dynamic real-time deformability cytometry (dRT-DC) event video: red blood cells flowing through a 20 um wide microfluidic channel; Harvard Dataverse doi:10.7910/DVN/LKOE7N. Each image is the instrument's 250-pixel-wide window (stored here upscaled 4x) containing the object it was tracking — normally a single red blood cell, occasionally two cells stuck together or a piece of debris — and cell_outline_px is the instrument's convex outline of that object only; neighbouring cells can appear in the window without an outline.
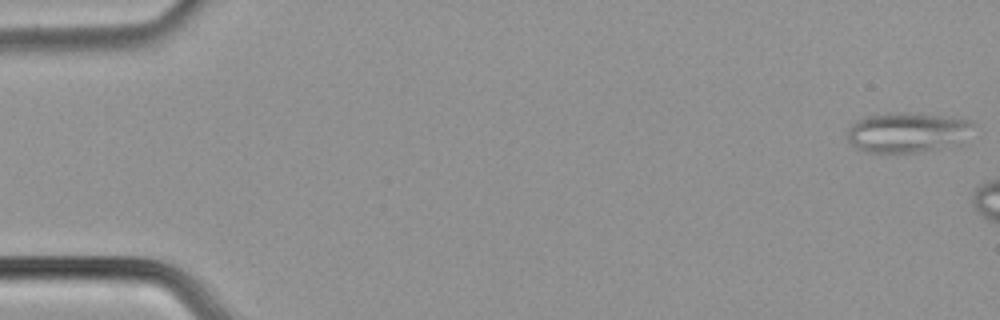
{"species": "common noctule bat (a hibernating species)", "species_latin": "Nyctalus noctula", "temperature_condition": "cold", "stored_images_in_passage": 9, "camera_frame_rate_fps": 3000, "um_per_image_px": 0.085, "animal": {"sex": "male", "body_mass_g": 21.5, "forearm_length_mm": 52.0}, "frame": {"image": 1, "passage_image": 1, "time_ms": 0.0, "image_size_px": [1000, 320], "cell_outline_px": [[976, 124], [936, 148], [916, 152], [868, 152], [856, 148], [848, 140], [848, 128], [856, 120], [864, 116], [888, 112], [916, 112], [964, 116], [972, 120]], "centroid_in_image_um": [76.98, 11.16], "position_along_channel_um": 8.0, "area_um2": 28.73}}